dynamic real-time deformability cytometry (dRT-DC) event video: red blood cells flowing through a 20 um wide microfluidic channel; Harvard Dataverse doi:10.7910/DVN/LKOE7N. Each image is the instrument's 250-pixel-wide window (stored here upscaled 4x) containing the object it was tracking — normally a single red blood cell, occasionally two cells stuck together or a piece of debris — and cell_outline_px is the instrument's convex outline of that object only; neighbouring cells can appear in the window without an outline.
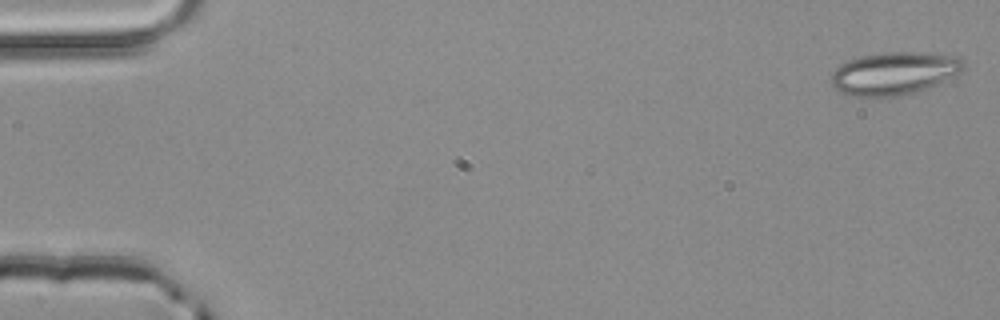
{"species": "common noctule bat (a hibernating species)", "species_latin": "Nyctalus noctula", "temperature_condition": "room temperature", "stored_images_in_passage": 4, "camera_frame_rate_fps": 3000, "um_per_image_px": 0.085, "animal": {"sex": "male", "body_mass_g": 20.4}, "frame": {"image": 1, "passage_image": 1, "time_ms": 0.0, "image_size_px": [1000, 320], "cell_outline_px": [[968, 64], [960, 72], [928, 88], [896, 96], [852, 96], [840, 92], [832, 84], [832, 72], [840, 64], [848, 60], [860, 56], [884, 52], [916, 52], [960, 56]], "centroid_in_image_um": [76.02, 6.21], "position_along_channel_um": 9.0, "area_um2": 32.89}}
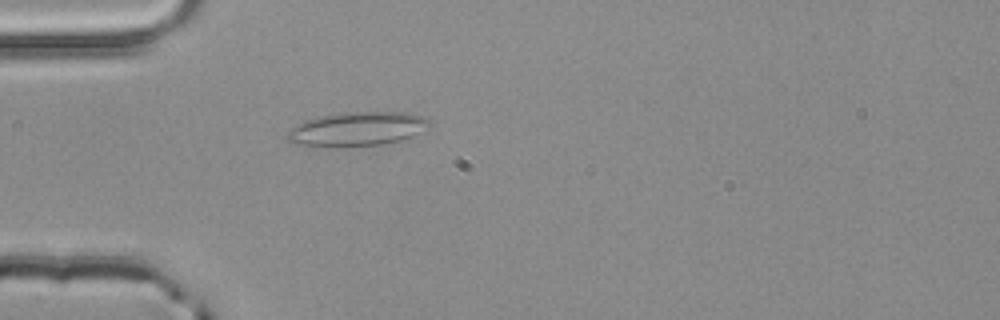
{"frame": {"image": 2, "passage_image": 4, "time_ms": 1.0, "image_size_px": [1000, 320], "cell_outline_px": [[432, 124], [412, 136], [400, 140], [380, 144], [304, 148], [288, 140], [288, 128], [304, 120], [324, 116], [348, 112], [408, 112], [420, 116], [428, 120]], "centroid_in_image_um": [30.28, 10.97], "position_along_channel_um": 54.7, "area_um2": 28.15}}